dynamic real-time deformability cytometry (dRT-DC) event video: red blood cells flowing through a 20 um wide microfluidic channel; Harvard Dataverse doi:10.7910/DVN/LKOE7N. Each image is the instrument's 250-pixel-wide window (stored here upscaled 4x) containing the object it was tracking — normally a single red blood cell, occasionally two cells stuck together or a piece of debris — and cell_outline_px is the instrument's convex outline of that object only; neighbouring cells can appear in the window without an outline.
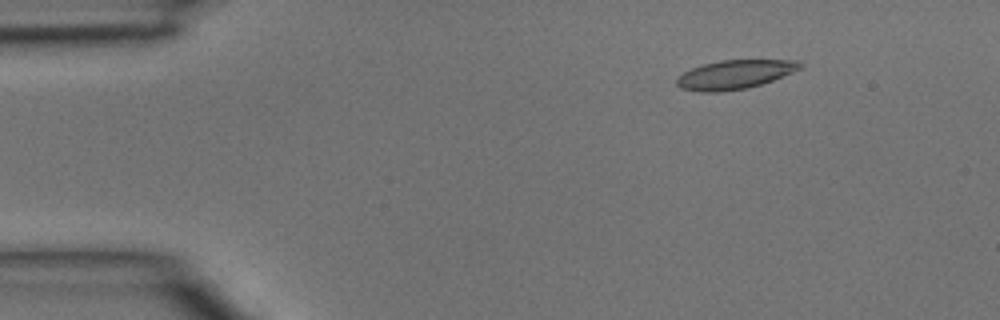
{"species": "common noctule bat (a hibernating species)", "species_latin": "Nyctalus noctula", "temperature_condition": "room temperature", "stored_images_in_passage": 4, "camera_frame_rate_fps": 3000, "um_per_image_px": 0.085, "animal": {"sex": "male", "body_mass_g": 15.6}, "frame": {"image": 1, "passage_image": 2, "time_ms": 0.333, "image_size_px": [1000, 320], "cell_outline_px": [[804, 68], [772, 80], [748, 88], [716, 92], [700, 92], [680, 88], [676, 84], [676, 80], [684, 72], [692, 68], [704, 64], [720, 60], [796, 60], [804, 64]], "centroid_in_image_um": [62.48, 6.33], "position_along_channel_um": 22.5, "area_um2": 20.75}}
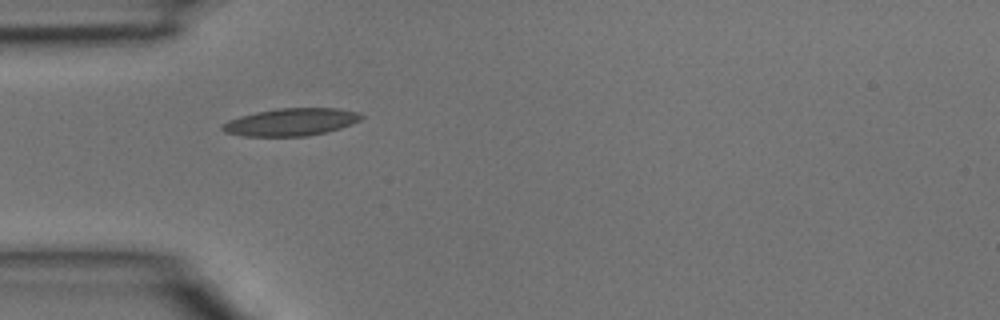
{"frame": {"image": 2, "passage_image": 4, "time_ms": 1.0, "image_size_px": [1000, 320], "cell_outline_px": [[364, 116], [360, 120], [352, 124], [340, 128], [308, 136], [244, 136], [224, 132], [220, 128], [228, 120], [240, 116], [256, 112], [280, 108], [336, 108], [360, 112]], "centroid_in_image_um": [24.75, 10.37], "position_along_channel_um": 60.3, "area_um2": 22.2}}